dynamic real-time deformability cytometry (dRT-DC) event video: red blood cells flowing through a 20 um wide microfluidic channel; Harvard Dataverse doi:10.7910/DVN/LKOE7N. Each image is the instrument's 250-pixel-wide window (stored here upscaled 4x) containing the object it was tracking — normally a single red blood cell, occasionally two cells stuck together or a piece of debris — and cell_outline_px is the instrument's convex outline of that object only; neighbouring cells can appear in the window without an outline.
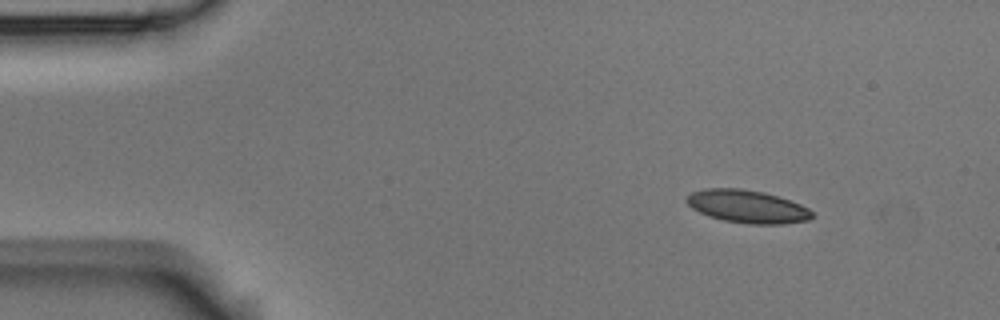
{"species": "Egyptian fruit bat (a non-hibernating species)", "species_latin": "Rousettus aegyptiacus", "temperature_condition": "room temperature", "stored_images_in_passage": 4, "camera_frame_rate_fps": 3000, "um_per_image_px": 0.085, "animal": {"sex": "male"}, "frame": {"image": 1, "passage_image": 1, "time_ms": 0.0, "image_size_px": [1000, 320], "cell_outline_px": [[816, 216], [808, 220], [784, 224], [748, 224], [724, 220], [708, 216], [692, 208], [684, 200], [692, 192], [704, 188], [740, 188], [764, 192], [800, 204], [808, 208]], "centroid_in_image_um": [63.52, 17.55], "position_along_channel_um": 21.5, "area_um2": 24.04}}
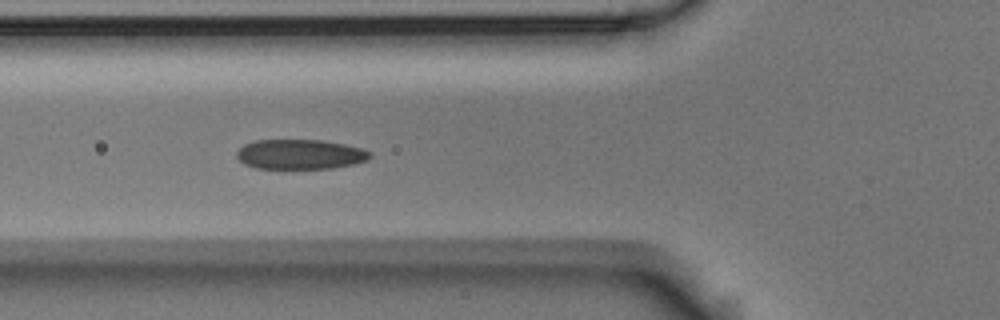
{"frame": {"image": 2, "passage_image": 4, "time_ms": 1.0, "image_size_px": [1000, 320], "cell_outline_px": [[372, 156], [368, 160], [352, 164], [332, 168], [256, 168], [244, 164], [236, 156], [236, 152], [244, 144], [256, 140], [320, 140], [344, 144], [364, 148], [372, 152]], "centroid_in_image_um": [25.53, 13.11], "position_along_channel_um": 100.3, "area_um2": 23.18}}